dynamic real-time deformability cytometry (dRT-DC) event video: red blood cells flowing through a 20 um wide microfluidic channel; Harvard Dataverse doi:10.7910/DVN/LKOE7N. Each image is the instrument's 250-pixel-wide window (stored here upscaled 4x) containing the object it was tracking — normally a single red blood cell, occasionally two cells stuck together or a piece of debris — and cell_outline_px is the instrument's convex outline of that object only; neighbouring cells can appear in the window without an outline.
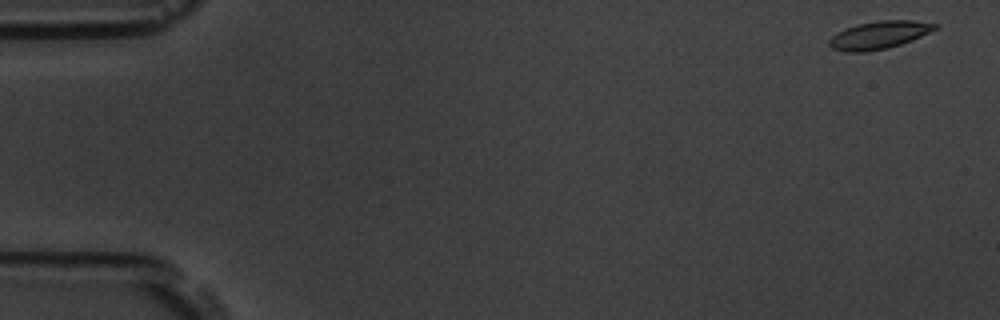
{"species": "common noctule bat (a hibernating species)", "species_latin": "Nyctalus noctula", "temperature_condition": "room temperature", "stored_images_in_passage": 9, "camera_frame_rate_fps": 3000, "um_per_image_px": 0.085, "animal": {"sex": "male", "body_mass_g": 19.5, "forearm_length_mm": 54.6}, "frame": {"image": 1, "passage_image": 1, "time_ms": 0.0, "image_size_px": [1000, 320], "cell_outline_px": [[940, 24], [936, 28], [920, 36], [900, 44], [888, 48], [864, 52], [848, 52], [832, 48], [828, 44], [828, 40], [836, 32], [844, 28], [856, 24], [876, 20], [912, 20]], "centroid_in_image_um": [74.67, 2.96], "position_along_channel_um": 10.3, "area_um2": 17.11}}